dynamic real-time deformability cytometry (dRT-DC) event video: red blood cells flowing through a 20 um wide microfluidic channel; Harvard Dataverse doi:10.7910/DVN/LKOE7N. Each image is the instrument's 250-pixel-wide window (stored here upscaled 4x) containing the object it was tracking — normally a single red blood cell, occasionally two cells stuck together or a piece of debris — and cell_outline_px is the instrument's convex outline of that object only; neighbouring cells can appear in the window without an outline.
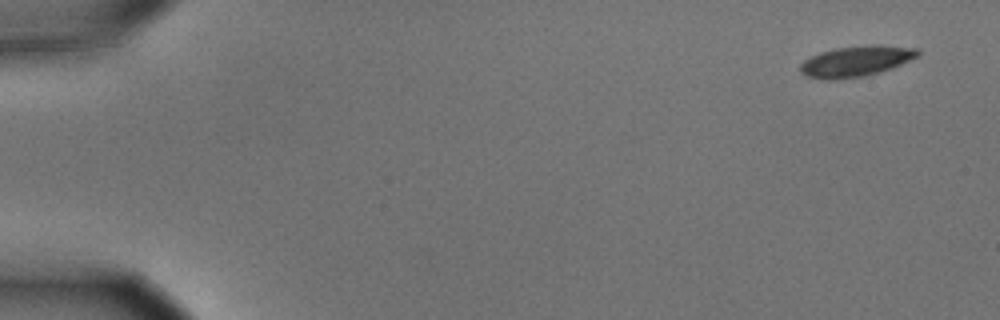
{"species": "common noctule bat (a hibernating species)", "species_latin": "Nyctalus noctula", "temperature_condition": "cold", "stored_images_in_passage": 5, "camera_frame_rate_fps": 3000, "um_per_image_px": 0.085, "animal": {"sex": "male", "body_mass_g": 15.6}, "frame": {"image": 1, "passage_image": 1, "time_ms": 0.0, "image_size_px": [1000, 320], "cell_outline_px": [[920, 56], [892, 68], [880, 72], [864, 76], [828, 80], [804, 76], [800, 72], [800, 64], [804, 60], [820, 52], [832, 48], [872, 44], [880, 44], [920, 48]], "centroid_in_image_um": [72.8, 5.18], "position_along_channel_um": 12.2, "area_um2": 21.39}}
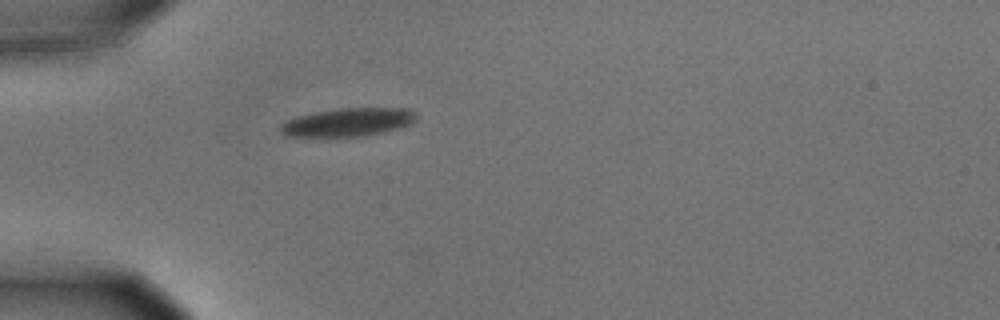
{"frame": {"image": 2, "passage_image": 5, "time_ms": 1.333, "image_size_px": [1000, 320], "cell_outline_px": [[416, 120], [412, 124], [384, 132], [364, 136], [288, 136], [280, 132], [280, 124], [296, 116], [312, 112], [336, 108], [412, 108], [416, 112]], "centroid_in_image_um": [29.61, 10.37], "position_along_channel_um": 55.4, "area_um2": 22.6}}